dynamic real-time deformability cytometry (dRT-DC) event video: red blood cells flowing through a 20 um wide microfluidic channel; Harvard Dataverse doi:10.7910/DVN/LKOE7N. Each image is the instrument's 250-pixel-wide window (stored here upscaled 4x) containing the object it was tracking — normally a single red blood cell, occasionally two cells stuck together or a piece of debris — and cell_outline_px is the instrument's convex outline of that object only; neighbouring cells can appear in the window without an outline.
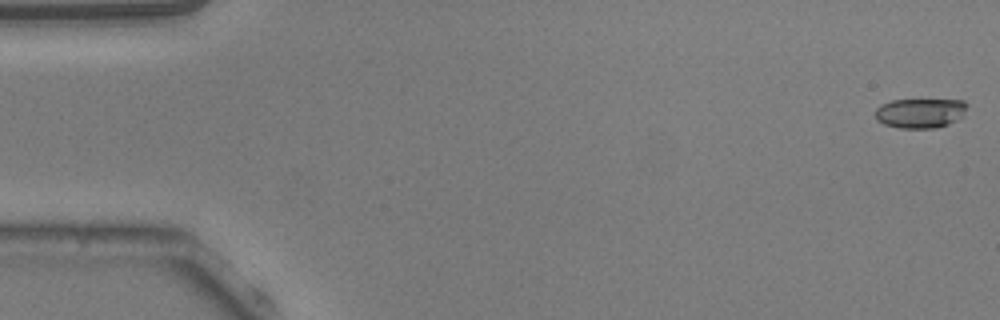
{"species": "common noctule bat (a hibernating species)", "species_latin": "Nyctalus noctula", "temperature_condition": "warm", "stored_images_in_passage": 53, "camera_frame_rate_fps": 3000, "um_per_image_px": 0.085, "animal": {"sex": "male", "body_mass_g": 20.5, "forearm_length_mm": 52.5}, "frame": {"image": 1, "passage_image": 1, "time_ms": 0.0, "image_size_px": [1000, 320], "cell_outline_px": [[968, 104], [964, 116], [948, 124], [936, 128], [900, 128], [884, 124], [876, 120], [876, 108], [880, 104], [892, 100], [964, 100]], "centroid_in_image_um": [78.23, 9.61], "position_along_channel_um": 6.8, "area_um2": 16.01}}
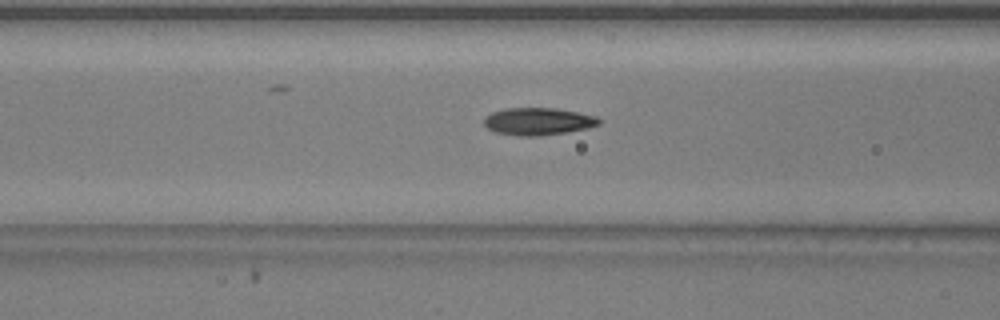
{"frame": {"image": 2, "passage_image": 21, "time_ms": 6.667, "image_size_px": [1000, 320], "cell_outline_px": [[600, 124], [588, 128], [540, 136], [520, 136], [496, 132], [488, 128], [484, 124], [484, 116], [492, 112], [504, 108], [556, 108], [596, 116], [600, 120]], "centroid_in_image_um": [45.71, 10.31], "position_along_channel_um": 120.9, "area_um2": 18.26}}
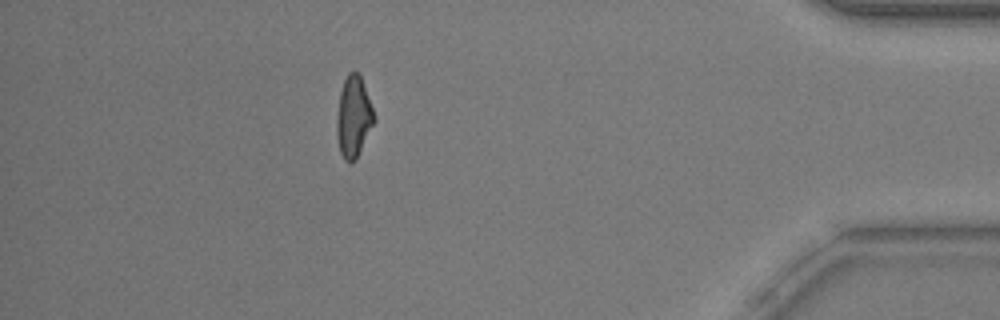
{"frame": {"image": 3, "passage_image": 47, "time_ms": 15.333, "image_size_px": [1000, 320], "cell_outline_px": [[376, 120], [356, 160], [352, 164], [348, 164], [344, 160], [340, 152], [336, 136], [336, 120], [340, 92], [344, 80], [348, 72], [356, 72], [360, 76], [376, 116]], "centroid_in_image_um": [30.05, 10.0], "position_along_channel_um": 405.2, "area_um2": 17.86}, "authors_computed_cell_mechanics": {"area_um2": 17.5712, "velocity_mm_per_s": 3.8466, "shape_relaxation_time_tau1_ms": 4.5784, "shape_relaxation_time_tau2_ms": 1.6025, "deformation_change_tau1": 0.174, "deformation_change_tau2": 0.0815}}